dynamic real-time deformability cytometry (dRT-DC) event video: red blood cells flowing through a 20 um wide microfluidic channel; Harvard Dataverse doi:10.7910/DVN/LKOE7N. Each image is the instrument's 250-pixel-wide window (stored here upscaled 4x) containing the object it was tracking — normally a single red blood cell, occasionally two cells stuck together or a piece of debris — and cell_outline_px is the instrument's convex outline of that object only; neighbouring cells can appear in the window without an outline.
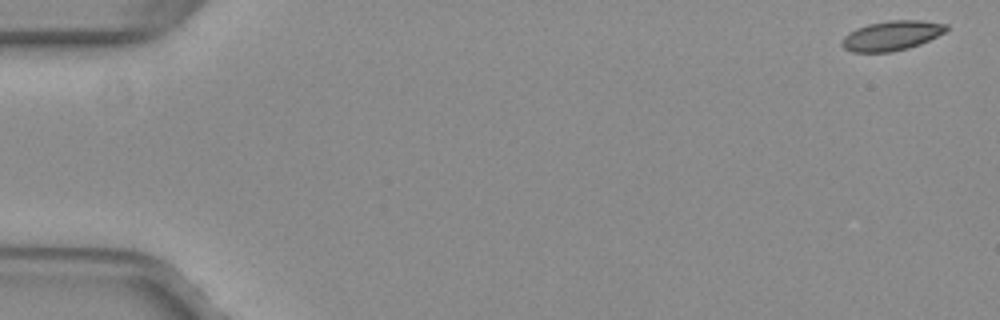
{"species": "common noctule bat (a hibernating species)", "species_latin": "Nyctalus noctula", "temperature_condition": "warm", "stored_images_in_passage": 52, "camera_frame_rate_fps": 3000, "um_per_image_px": 0.085, "animal": {"sex": "female", "body_mass_g": 29.2, "forearm_length_mm": 56.3}, "frame": {"image": 1, "passage_image": 1, "time_ms": 0.0, "image_size_px": [1000, 320], "cell_outline_px": [[948, 28], [944, 32], [920, 44], [908, 48], [892, 52], [852, 52], [844, 48], [840, 44], [840, 40], [848, 32], [856, 28], [868, 24], [888, 20], [920, 20], [948, 24]], "centroid_in_image_um": [75.75, 3.02], "position_along_channel_um": 9.3, "area_um2": 18.15}}
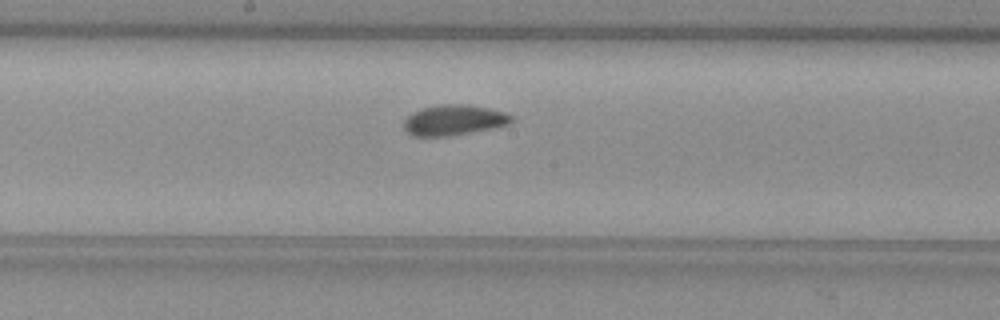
{"frame": {"image": 2, "passage_image": 28, "time_ms": 9.0, "image_size_px": [1000, 320], "cell_outline_px": [[512, 120], [508, 124], [492, 128], [448, 136], [412, 136], [404, 128], [404, 120], [412, 112], [420, 108], [440, 104], [468, 104], [488, 108], [504, 112], [512, 116]], "centroid_in_image_um": [38.54, 10.19], "position_along_channel_um": 209.7, "area_um2": 19.02}}
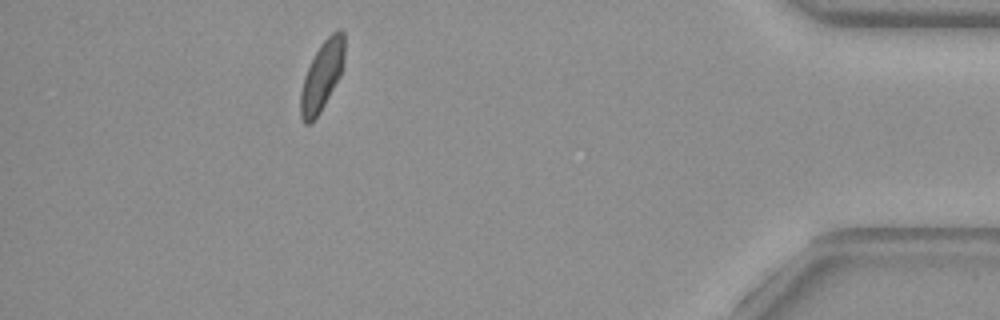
{"frame": {"image": 3, "passage_image": 47, "time_ms": 15.333, "image_size_px": [1000, 320], "cell_outline_px": [[344, 68], [340, 76], [320, 112], [312, 124], [304, 124], [300, 116], [300, 92], [304, 76], [320, 44], [332, 32], [340, 28], [344, 32]], "centroid_in_image_um": [27.37, 6.47], "position_along_channel_um": 407.8, "area_um2": 17.86}, "authors_computed_cell_mechanics": {"area_um2": 18.4382, "velocity_mm_per_s": 3.9736, "shape_relaxation_time_tau1_ms": 1.8186, "shape_relaxation_time_tau2_ms": 0.8907, "deformation_change_tau1": 0.0912, "deformation_change_tau2": 0.0691}}